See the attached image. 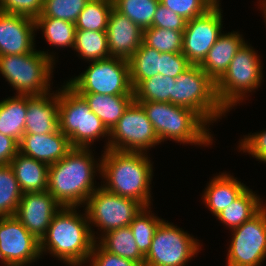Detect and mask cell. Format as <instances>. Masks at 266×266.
Returning a JSON list of instances; mask_svg holds the SVG:
<instances>
[{
    "label": "cell",
    "instance_id": "cell-39",
    "mask_svg": "<svg viewBox=\"0 0 266 266\" xmlns=\"http://www.w3.org/2000/svg\"><path fill=\"white\" fill-rule=\"evenodd\" d=\"M44 0H0V11L36 19L41 15Z\"/></svg>",
    "mask_w": 266,
    "mask_h": 266
},
{
    "label": "cell",
    "instance_id": "cell-20",
    "mask_svg": "<svg viewBox=\"0 0 266 266\" xmlns=\"http://www.w3.org/2000/svg\"><path fill=\"white\" fill-rule=\"evenodd\" d=\"M73 147L59 129L50 134H24L19 152L48 165L62 159Z\"/></svg>",
    "mask_w": 266,
    "mask_h": 266
},
{
    "label": "cell",
    "instance_id": "cell-28",
    "mask_svg": "<svg viewBox=\"0 0 266 266\" xmlns=\"http://www.w3.org/2000/svg\"><path fill=\"white\" fill-rule=\"evenodd\" d=\"M133 90L145 79L161 74V53L143 42L128 59Z\"/></svg>",
    "mask_w": 266,
    "mask_h": 266
},
{
    "label": "cell",
    "instance_id": "cell-31",
    "mask_svg": "<svg viewBox=\"0 0 266 266\" xmlns=\"http://www.w3.org/2000/svg\"><path fill=\"white\" fill-rule=\"evenodd\" d=\"M175 78L157 75L143 80L133 91L136 102H161L173 104Z\"/></svg>",
    "mask_w": 266,
    "mask_h": 266
},
{
    "label": "cell",
    "instance_id": "cell-13",
    "mask_svg": "<svg viewBox=\"0 0 266 266\" xmlns=\"http://www.w3.org/2000/svg\"><path fill=\"white\" fill-rule=\"evenodd\" d=\"M231 232L226 266H262L266 258V204Z\"/></svg>",
    "mask_w": 266,
    "mask_h": 266
},
{
    "label": "cell",
    "instance_id": "cell-30",
    "mask_svg": "<svg viewBox=\"0 0 266 266\" xmlns=\"http://www.w3.org/2000/svg\"><path fill=\"white\" fill-rule=\"evenodd\" d=\"M36 32L41 29L44 39L53 48H74L75 24L58 18H36Z\"/></svg>",
    "mask_w": 266,
    "mask_h": 266
},
{
    "label": "cell",
    "instance_id": "cell-41",
    "mask_svg": "<svg viewBox=\"0 0 266 266\" xmlns=\"http://www.w3.org/2000/svg\"><path fill=\"white\" fill-rule=\"evenodd\" d=\"M239 142L240 151L247 152L256 160L266 163V130L245 135Z\"/></svg>",
    "mask_w": 266,
    "mask_h": 266
},
{
    "label": "cell",
    "instance_id": "cell-34",
    "mask_svg": "<svg viewBox=\"0 0 266 266\" xmlns=\"http://www.w3.org/2000/svg\"><path fill=\"white\" fill-rule=\"evenodd\" d=\"M151 211V206L143 207L130 223L136 244L140 252L146 256L150 250L152 239L159 224L164 220Z\"/></svg>",
    "mask_w": 266,
    "mask_h": 266
},
{
    "label": "cell",
    "instance_id": "cell-44",
    "mask_svg": "<svg viewBox=\"0 0 266 266\" xmlns=\"http://www.w3.org/2000/svg\"><path fill=\"white\" fill-rule=\"evenodd\" d=\"M19 152V143L12 137L0 133V165L11 162Z\"/></svg>",
    "mask_w": 266,
    "mask_h": 266
},
{
    "label": "cell",
    "instance_id": "cell-6",
    "mask_svg": "<svg viewBox=\"0 0 266 266\" xmlns=\"http://www.w3.org/2000/svg\"><path fill=\"white\" fill-rule=\"evenodd\" d=\"M56 55L48 51L34 50L26 54L0 56V73L15 95L40 96L52 92L50 88Z\"/></svg>",
    "mask_w": 266,
    "mask_h": 266
},
{
    "label": "cell",
    "instance_id": "cell-37",
    "mask_svg": "<svg viewBox=\"0 0 266 266\" xmlns=\"http://www.w3.org/2000/svg\"><path fill=\"white\" fill-rule=\"evenodd\" d=\"M89 0H44L42 13L37 18H58L76 23Z\"/></svg>",
    "mask_w": 266,
    "mask_h": 266
},
{
    "label": "cell",
    "instance_id": "cell-7",
    "mask_svg": "<svg viewBox=\"0 0 266 266\" xmlns=\"http://www.w3.org/2000/svg\"><path fill=\"white\" fill-rule=\"evenodd\" d=\"M249 44V45H248ZM260 55L250 43L245 42L230 62L226 72L215 83L219 104L228 113L255 92L263 80Z\"/></svg>",
    "mask_w": 266,
    "mask_h": 266
},
{
    "label": "cell",
    "instance_id": "cell-3",
    "mask_svg": "<svg viewBox=\"0 0 266 266\" xmlns=\"http://www.w3.org/2000/svg\"><path fill=\"white\" fill-rule=\"evenodd\" d=\"M102 152L101 186L111 193L135 199L144 207L151 206L153 162L147 153L110 149Z\"/></svg>",
    "mask_w": 266,
    "mask_h": 266
},
{
    "label": "cell",
    "instance_id": "cell-29",
    "mask_svg": "<svg viewBox=\"0 0 266 266\" xmlns=\"http://www.w3.org/2000/svg\"><path fill=\"white\" fill-rule=\"evenodd\" d=\"M73 49L89 64L110 57L106 31L76 30Z\"/></svg>",
    "mask_w": 266,
    "mask_h": 266
},
{
    "label": "cell",
    "instance_id": "cell-40",
    "mask_svg": "<svg viewBox=\"0 0 266 266\" xmlns=\"http://www.w3.org/2000/svg\"><path fill=\"white\" fill-rule=\"evenodd\" d=\"M86 264L89 266H141L135 261L104 250L96 241Z\"/></svg>",
    "mask_w": 266,
    "mask_h": 266
},
{
    "label": "cell",
    "instance_id": "cell-33",
    "mask_svg": "<svg viewBox=\"0 0 266 266\" xmlns=\"http://www.w3.org/2000/svg\"><path fill=\"white\" fill-rule=\"evenodd\" d=\"M113 8L127 16L142 30L152 27L159 0H112Z\"/></svg>",
    "mask_w": 266,
    "mask_h": 266
},
{
    "label": "cell",
    "instance_id": "cell-45",
    "mask_svg": "<svg viewBox=\"0 0 266 266\" xmlns=\"http://www.w3.org/2000/svg\"><path fill=\"white\" fill-rule=\"evenodd\" d=\"M259 2H258V4L260 5V11L263 13V17L265 18L264 19V22H265V26H266V6L260 1V0H258Z\"/></svg>",
    "mask_w": 266,
    "mask_h": 266
},
{
    "label": "cell",
    "instance_id": "cell-24",
    "mask_svg": "<svg viewBox=\"0 0 266 266\" xmlns=\"http://www.w3.org/2000/svg\"><path fill=\"white\" fill-rule=\"evenodd\" d=\"M78 94L84 98L91 111L100 118L109 131L119 121L129 105L135 100L134 95Z\"/></svg>",
    "mask_w": 266,
    "mask_h": 266
},
{
    "label": "cell",
    "instance_id": "cell-18",
    "mask_svg": "<svg viewBox=\"0 0 266 266\" xmlns=\"http://www.w3.org/2000/svg\"><path fill=\"white\" fill-rule=\"evenodd\" d=\"M106 33L110 57L128 60L142 44L143 30L114 8L109 15Z\"/></svg>",
    "mask_w": 266,
    "mask_h": 266
},
{
    "label": "cell",
    "instance_id": "cell-2",
    "mask_svg": "<svg viewBox=\"0 0 266 266\" xmlns=\"http://www.w3.org/2000/svg\"><path fill=\"white\" fill-rule=\"evenodd\" d=\"M77 209L62 207L52 218L40 240L41 257L48 252L69 266L87 263L98 233L89 225L86 211L81 214Z\"/></svg>",
    "mask_w": 266,
    "mask_h": 266
},
{
    "label": "cell",
    "instance_id": "cell-21",
    "mask_svg": "<svg viewBox=\"0 0 266 266\" xmlns=\"http://www.w3.org/2000/svg\"><path fill=\"white\" fill-rule=\"evenodd\" d=\"M243 37L236 31L223 32L199 65L215 83L223 76L237 51L246 42Z\"/></svg>",
    "mask_w": 266,
    "mask_h": 266
},
{
    "label": "cell",
    "instance_id": "cell-8",
    "mask_svg": "<svg viewBox=\"0 0 266 266\" xmlns=\"http://www.w3.org/2000/svg\"><path fill=\"white\" fill-rule=\"evenodd\" d=\"M173 104L193 110L209 126L227 113L217 99L215 82L199 65H190L176 77Z\"/></svg>",
    "mask_w": 266,
    "mask_h": 266
},
{
    "label": "cell",
    "instance_id": "cell-43",
    "mask_svg": "<svg viewBox=\"0 0 266 266\" xmlns=\"http://www.w3.org/2000/svg\"><path fill=\"white\" fill-rule=\"evenodd\" d=\"M191 64L182 53H161V74L175 78L184 72Z\"/></svg>",
    "mask_w": 266,
    "mask_h": 266
},
{
    "label": "cell",
    "instance_id": "cell-10",
    "mask_svg": "<svg viewBox=\"0 0 266 266\" xmlns=\"http://www.w3.org/2000/svg\"><path fill=\"white\" fill-rule=\"evenodd\" d=\"M201 246L199 239L163 220L155 231L144 266H186Z\"/></svg>",
    "mask_w": 266,
    "mask_h": 266
},
{
    "label": "cell",
    "instance_id": "cell-26",
    "mask_svg": "<svg viewBox=\"0 0 266 266\" xmlns=\"http://www.w3.org/2000/svg\"><path fill=\"white\" fill-rule=\"evenodd\" d=\"M266 203L249 187L215 217L231 230L253 217Z\"/></svg>",
    "mask_w": 266,
    "mask_h": 266
},
{
    "label": "cell",
    "instance_id": "cell-42",
    "mask_svg": "<svg viewBox=\"0 0 266 266\" xmlns=\"http://www.w3.org/2000/svg\"><path fill=\"white\" fill-rule=\"evenodd\" d=\"M186 22L184 18L159 3L153 17L152 27L184 31Z\"/></svg>",
    "mask_w": 266,
    "mask_h": 266
},
{
    "label": "cell",
    "instance_id": "cell-23",
    "mask_svg": "<svg viewBox=\"0 0 266 266\" xmlns=\"http://www.w3.org/2000/svg\"><path fill=\"white\" fill-rule=\"evenodd\" d=\"M22 193L47 190L49 165L18 152L9 163Z\"/></svg>",
    "mask_w": 266,
    "mask_h": 266
},
{
    "label": "cell",
    "instance_id": "cell-12",
    "mask_svg": "<svg viewBox=\"0 0 266 266\" xmlns=\"http://www.w3.org/2000/svg\"><path fill=\"white\" fill-rule=\"evenodd\" d=\"M157 144L161 141L153 125L143 107L134 100L110 130L108 149L147 153Z\"/></svg>",
    "mask_w": 266,
    "mask_h": 266
},
{
    "label": "cell",
    "instance_id": "cell-47",
    "mask_svg": "<svg viewBox=\"0 0 266 266\" xmlns=\"http://www.w3.org/2000/svg\"><path fill=\"white\" fill-rule=\"evenodd\" d=\"M266 6V0H260Z\"/></svg>",
    "mask_w": 266,
    "mask_h": 266
},
{
    "label": "cell",
    "instance_id": "cell-17",
    "mask_svg": "<svg viewBox=\"0 0 266 266\" xmlns=\"http://www.w3.org/2000/svg\"><path fill=\"white\" fill-rule=\"evenodd\" d=\"M35 19L0 11V56L35 50Z\"/></svg>",
    "mask_w": 266,
    "mask_h": 266
},
{
    "label": "cell",
    "instance_id": "cell-14",
    "mask_svg": "<svg viewBox=\"0 0 266 266\" xmlns=\"http://www.w3.org/2000/svg\"><path fill=\"white\" fill-rule=\"evenodd\" d=\"M40 241L13 215L0 217V260L5 266H30L39 260Z\"/></svg>",
    "mask_w": 266,
    "mask_h": 266
},
{
    "label": "cell",
    "instance_id": "cell-9",
    "mask_svg": "<svg viewBox=\"0 0 266 266\" xmlns=\"http://www.w3.org/2000/svg\"><path fill=\"white\" fill-rule=\"evenodd\" d=\"M66 83L77 93L134 95L129 62L119 57L92 61L83 73Z\"/></svg>",
    "mask_w": 266,
    "mask_h": 266
},
{
    "label": "cell",
    "instance_id": "cell-46",
    "mask_svg": "<svg viewBox=\"0 0 266 266\" xmlns=\"http://www.w3.org/2000/svg\"><path fill=\"white\" fill-rule=\"evenodd\" d=\"M215 5H219V4H221V3H219L220 2V0H211Z\"/></svg>",
    "mask_w": 266,
    "mask_h": 266
},
{
    "label": "cell",
    "instance_id": "cell-36",
    "mask_svg": "<svg viewBox=\"0 0 266 266\" xmlns=\"http://www.w3.org/2000/svg\"><path fill=\"white\" fill-rule=\"evenodd\" d=\"M142 42L160 53H179L182 52L183 31L149 27L143 29Z\"/></svg>",
    "mask_w": 266,
    "mask_h": 266
},
{
    "label": "cell",
    "instance_id": "cell-27",
    "mask_svg": "<svg viewBox=\"0 0 266 266\" xmlns=\"http://www.w3.org/2000/svg\"><path fill=\"white\" fill-rule=\"evenodd\" d=\"M99 239L96 242L104 250L144 266L145 256L140 252L129 226L109 231Z\"/></svg>",
    "mask_w": 266,
    "mask_h": 266
},
{
    "label": "cell",
    "instance_id": "cell-15",
    "mask_svg": "<svg viewBox=\"0 0 266 266\" xmlns=\"http://www.w3.org/2000/svg\"><path fill=\"white\" fill-rule=\"evenodd\" d=\"M214 5L205 14L186 22L183 31L182 53L191 65H200L213 47L223 28V12Z\"/></svg>",
    "mask_w": 266,
    "mask_h": 266
},
{
    "label": "cell",
    "instance_id": "cell-19",
    "mask_svg": "<svg viewBox=\"0 0 266 266\" xmlns=\"http://www.w3.org/2000/svg\"><path fill=\"white\" fill-rule=\"evenodd\" d=\"M54 92L27 95L25 134H50L59 129V89Z\"/></svg>",
    "mask_w": 266,
    "mask_h": 266
},
{
    "label": "cell",
    "instance_id": "cell-1",
    "mask_svg": "<svg viewBox=\"0 0 266 266\" xmlns=\"http://www.w3.org/2000/svg\"><path fill=\"white\" fill-rule=\"evenodd\" d=\"M93 155L90 148H72L58 162L49 165L47 191L62 207H84L99 188L94 180L97 172H101V159L98 158V163Z\"/></svg>",
    "mask_w": 266,
    "mask_h": 266
},
{
    "label": "cell",
    "instance_id": "cell-22",
    "mask_svg": "<svg viewBox=\"0 0 266 266\" xmlns=\"http://www.w3.org/2000/svg\"><path fill=\"white\" fill-rule=\"evenodd\" d=\"M207 184L202 194V202L213 216L231 205L248 188L246 184L226 172L214 175Z\"/></svg>",
    "mask_w": 266,
    "mask_h": 266
},
{
    "label": "cell",
    "instance_id": "cell-16",
    "mask_svg": "<svg viewBox=\"0 0 266 266\" xmlns=\"http://www.w3.org/2000/svg\"><path fill=\"white\" fill-rule=\"evenodd\" d=\"M61 208V204L47 190L28 192L22 194L14 216L40 241Z\"/></svg>",
    "mask_w": 266,
    "mask_h": 266
},
{
    "label": "cell",
    "instance_id": "cell-35",
    "mask_svg": "<svg viewBox=\"0 0 266 266\" xmlns=\"http://www.w3.org/2000/svg\"><path fill=\"white\" fill-rule=\"evenodd\" d=\"M22 194L11 166L0 165V217L15 215Z\"/></svg>",
    "mask_w": 266,
    "mask_h": 266
},
{
    "label": "cell",
    "instance_id": "cell-38",
    "mask_svg": "<svg viewBox=\"0 0 266 266\" xmlns=\"http://www.w3.org/2000/svg\"><path fill=\"white\" fill-rule=\"evenodd\" d=\"M186 21L205 14L215 4L211 0H159Z\"/></svg>",
    "mask_w": 266,
    "mask_h": 266
},
{
    "label": "cell",
    "instance_id": "cell-4",
    "mask_svg": "<svg viewBox=\"0 0 266 266\" xmlns=\"http://www.w3.org/2000/svg\"><path fill=\"white\" fill-rule=\"evenodd\" d=\"M138 103L143 107L161 142L173 140L180 145H212L214 137L209 131V125L193 110L170 102Z\"/></svg>",
    "mask_w": 266,
    "mask_h": 266
},
{
    "label": "cell",
    "instance_id": "cell-5",
    "mask_svg": "<svg viewBox=\"0 0 266 266\" xmlns=\"http://www.w3.org/2000/svg\"><path fill=\"white\" fill-rule=\"evenodd\" d=\"M59 88V130L69 138L73 148H90L100 138L108 139L110 131L89 108L84 98L67 83Z\"/></svg>",
    "mask_w": 266,
    "mask_h": 266
},
{
    "label": "cell",
    "instance_id": "cell-25",
    "mask_svg": "<svg viewBox=\"0 0 266 266\" xmlns=\"http://www.w3.org/2000/svg\"><path fill=\"white\" fill-rule=\"evenodd\" d=\"M27 95H14L0 101V133L18 143L25 134Z\"/></svg>",
    "mask_w": 266,
    "mask_h": 266
},
{
    "label": "cell",
    "instance_id": "cell-11",
    "mask_svg": "<svg viewBox=\"0 0 266 266\" xmlns=\"http://www.w3.org/2000/svg\"><path fill=\"white\" fill-rule=\"evenodd\" d=\"M84 207L89 225L100 229L97 241L109 231L129 226L144 206L135 199L119 196L100 186L89 196Z\"/></svg>",
    "mask_w": 266,
    "mask_h": 266
},
{
    "label": "cell",
    "instance_id": "cell-32",
    "mask_svg": "<svg viewBox=\"0 0 266 266\" xmlns=\"http://www.w3.org/2000/svg\"><path fill=\"white\" fill-rule=\"evenodd\" d=\"M112 0H89L75 23L76 30L106 31Z\"/></svg>",
    "mask_w": 266,
    "mask_h": 266
}]
</instances>
